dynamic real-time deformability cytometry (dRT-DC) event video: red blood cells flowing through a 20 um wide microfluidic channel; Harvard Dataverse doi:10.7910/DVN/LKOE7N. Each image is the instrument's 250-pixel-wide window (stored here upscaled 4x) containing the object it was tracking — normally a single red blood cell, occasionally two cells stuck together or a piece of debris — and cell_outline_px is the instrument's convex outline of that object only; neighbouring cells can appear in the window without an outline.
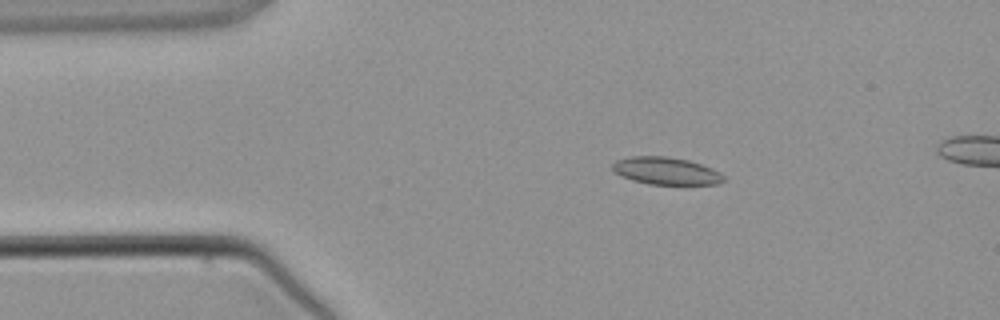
{"species": "common noctule bat (a hibernating species)", "species_latin": "Nyctalus noctula", "temperature_condition": "warm", "stored_images_in_passage": 4, "camera_frame_rate_fps": 3000, "um_per_image_px": 0.085, "animal": {"sex": "male", "body_mass_g": 21.5, "forearm_length_mm": 52.0}, "frame": {"image": 1, "passage_image": 2, "time_ms": 1.333, "image_size_px": [1000, 320], "cell_outline_px": [[724, 180], [720, 184], [648, 184], [632, 180], [612, 172], [612, 164], [616, 160], [632, 156], [668, 156], [688, 160], [712, 168], [720, 172], [724, 176]], "centroid_in_image_um": [56.59, 14.52], "position_along_channel_um": 28.4, "area_um2": 17.8}}